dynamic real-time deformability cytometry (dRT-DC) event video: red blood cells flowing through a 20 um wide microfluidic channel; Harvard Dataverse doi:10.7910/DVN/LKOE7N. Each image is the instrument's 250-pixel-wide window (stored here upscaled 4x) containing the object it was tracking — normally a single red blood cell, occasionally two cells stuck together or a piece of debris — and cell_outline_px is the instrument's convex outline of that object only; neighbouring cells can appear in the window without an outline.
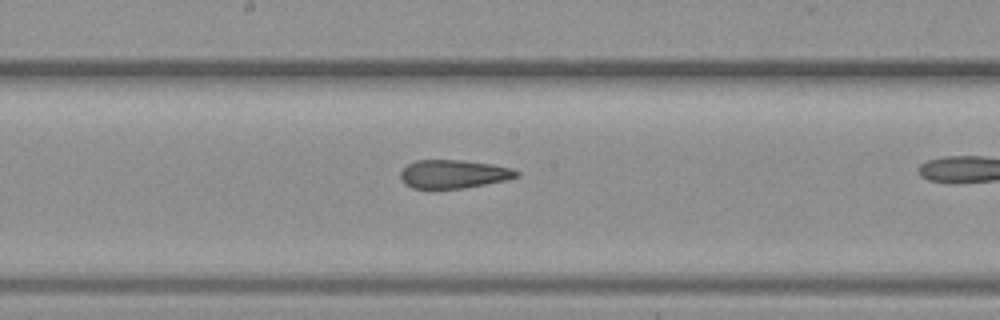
{"species": "common noctule bat (a hibernating species)", "species_latin": "Nyctalus noctula", "temperature_condition": "warm", "stored_images_in_passage": 22, "camera_frame_rate_fps": 3000, "um_per_image_px": 0.085, "animal": {"sex": "female", "body_mass_g": 19.3, "forearm_length_mm": 54.1}, "frame": {"image": 1, "passage_image": 19, "time_ms": 6.0, "image_size_px": [1000, 320], "cell_outline_px": [[520, 176], [508, 180], [464, 188], [412, 188], [404, 184], [400, 176], [400, 172], [408, 164], [416, 160], [460, 160], [492, 164], [512, 168], [520, 172]], "centroid_in_image_um": [38.58, 14.79], "position_along_channel_um": 209.6, "area_um2": 19.31}}